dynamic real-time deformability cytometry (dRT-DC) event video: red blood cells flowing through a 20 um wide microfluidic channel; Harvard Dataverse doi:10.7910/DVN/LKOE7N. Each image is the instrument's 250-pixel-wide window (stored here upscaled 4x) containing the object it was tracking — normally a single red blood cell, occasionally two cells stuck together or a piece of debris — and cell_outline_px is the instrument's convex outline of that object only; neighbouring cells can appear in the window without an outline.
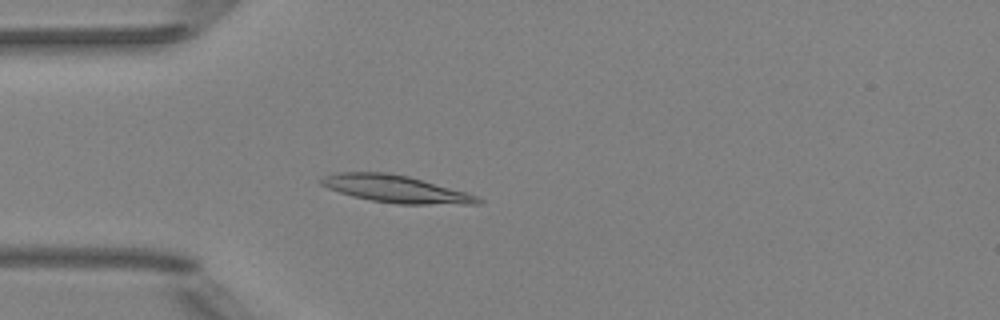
{"species": "Egyptian fruit bat (a non-hibernating species)", "species_latin": "Rousettus aegyptiacus", "temperature_condition": "room temperature", "stored_images_in_passage": 5, "camera_frame_rate_fps": 3000, "um_per_image_px": 0.085, "animal": {"sex": "female"}, "frame": {"image": 1, "passage_image": 5, "time_ms": 4.667, "image_size_px": [1000, 320], "cell_outline_px": [[484, 200], [480, 204], [396, 204], [372, 200], [352, 196], [328, 188], [320, 184], [320, 180], [324, 176], [336, 172], [388, 172], [408, 176], [468, 192]], "centroid_in_image_um": [33.66, 16.06], "position_along_channel_um": 51.3, "area_um2": 24.91}}